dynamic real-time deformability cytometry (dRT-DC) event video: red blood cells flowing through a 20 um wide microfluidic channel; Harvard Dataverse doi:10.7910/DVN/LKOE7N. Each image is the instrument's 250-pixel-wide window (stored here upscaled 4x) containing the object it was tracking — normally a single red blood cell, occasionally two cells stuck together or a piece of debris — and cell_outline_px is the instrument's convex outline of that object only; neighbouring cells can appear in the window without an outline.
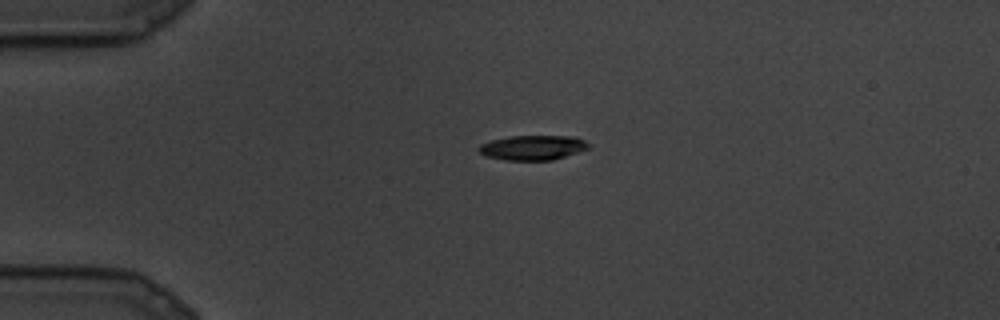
{"species": "common noctule bat (a hibernating species)", "species_latin": "Nyctalus noctula", "temperature_condition": "cold", "stored_images_in_passage": 8, "camera_frame_rate_fps": 3000, "um_per_image_px": 0.085, "animal": {"sex": "male", "body_mass_g": 19.5, "forearm_length_mm": 54.6}, "frame": {"image": 1, "passage_image": 1, "time_ms": 0.0, "image_size_px": [1000, 320], "cell_outline_px": [[588, 148], [552, 160], [504, 160], [488, 156], [480, 152], [476, 148], [480, 144], [492, 140], [512, 136], [572, 136], [584, 140], [588, 144]], "centroid_in_image_um": [45.24, 12.54], "position_along_channel_um": 39.8, "area_um2": 15.55}}
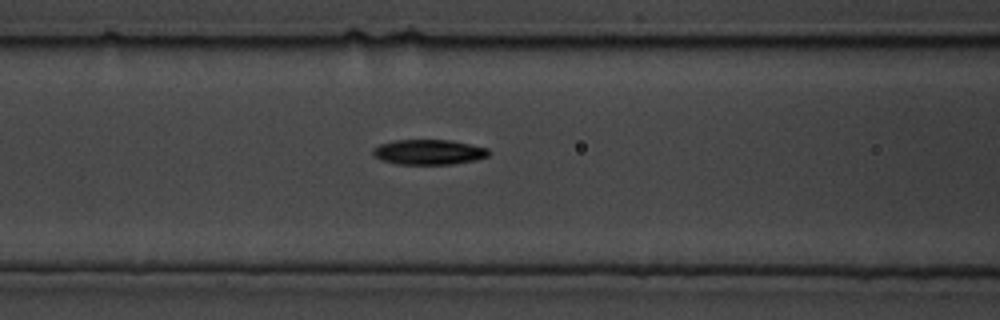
{"frame": {"image": 2, "passage_image": 6, "time_ms": 1.667, "image_size_px": [1000, 320], "cell_outline_px": [[488, 156], [476, 160], [452, 164], [396, 164], [380, 160], [372, 156], [372, 148], [380, 144], [396, 140], [452, 140], [488, 148]], "centroid_in_image_um": [36.4, 12.93], "position_along_channel_um": 130.2, "area_um2": 17.05}}
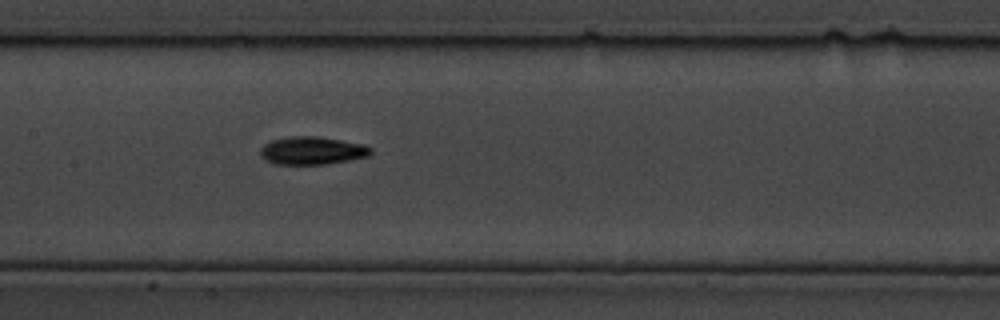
{"frame": {"image": 3, "passage_image": 8, "time_ms": 2.333, "image_size_px": [1000, 320], "cell_outline_px": [[372, 152], [368, 156], [348, 160], [324, 164], [276, 164], [264, 160], [260, 156], [260, 148], [264, 144], [272, 140], [288, 136], [316, 136], [364, 144], [372, 148]], "centroid_in_image_um": [26.5, 12.8], "position_along_channel_um": 180.9, "area_um2": 17.98}}